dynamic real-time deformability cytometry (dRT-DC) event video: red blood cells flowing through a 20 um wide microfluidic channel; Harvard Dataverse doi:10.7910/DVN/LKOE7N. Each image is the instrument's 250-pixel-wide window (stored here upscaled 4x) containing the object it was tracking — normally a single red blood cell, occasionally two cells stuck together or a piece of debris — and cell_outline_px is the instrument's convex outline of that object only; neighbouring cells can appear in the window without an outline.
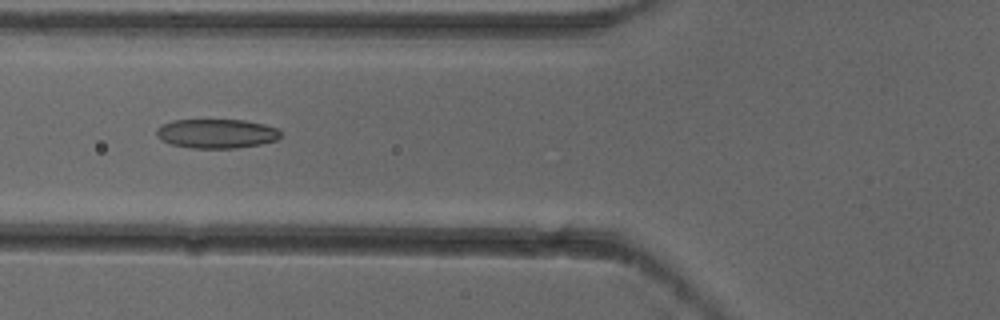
{"species": "common noctule bat (a hibernating species)", "species_latin": "Nyctalus noctula", "temperature_condition": "cold", "stored_images_in_passage": 6, "camera_frame_rate_fps": 3000, "um_per_image_px": 0.085, "animal": {"sex": "female"}, "frame": {"image": 1, "passage_image": 5, "time_ms": 1.333, "image_size_px": [1000, 320], "cell_outline_px": [[280, 136], [276, 140], [260, 144], [236, 148], [192, 148], [172, 144], [160, 140], [156, 136], [156, 128], [172, 120], [244, 120], [264, 124], [276, 128], [280, 132]], "centroid_in_image_um": [18.38, 11.35], "position_along_channel_um": 107.4, "area_um2": 21.1}}
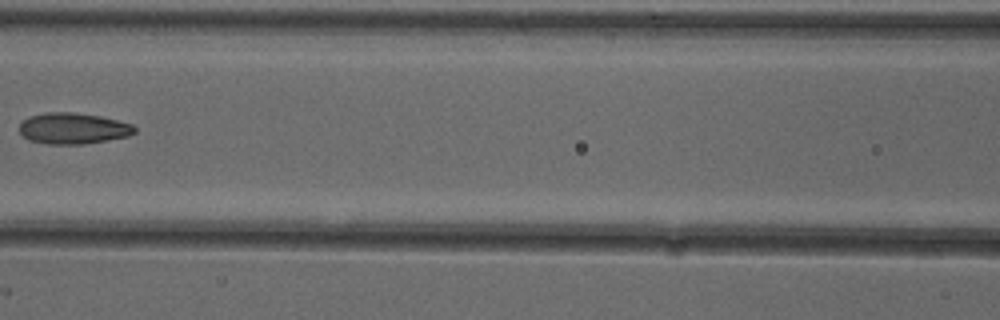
{"frame": {"image": 2, "passage_image": 6, "time_ms": 1.667, "image_size_px": [1000, 320], "cell_outline_px": [[136, 132], [128, 136], [108, 140], [84, 144], [48, 144], [28, 140], [20, 132], [20, 124], [28, 116], [48, 112], [72, 112], [100, 116], [132, 124], [136, 128]], "centroid_in_image_um": [6.21, 10.91], "position_along_channel_um": 160.4, "area_um2": 20.87}}